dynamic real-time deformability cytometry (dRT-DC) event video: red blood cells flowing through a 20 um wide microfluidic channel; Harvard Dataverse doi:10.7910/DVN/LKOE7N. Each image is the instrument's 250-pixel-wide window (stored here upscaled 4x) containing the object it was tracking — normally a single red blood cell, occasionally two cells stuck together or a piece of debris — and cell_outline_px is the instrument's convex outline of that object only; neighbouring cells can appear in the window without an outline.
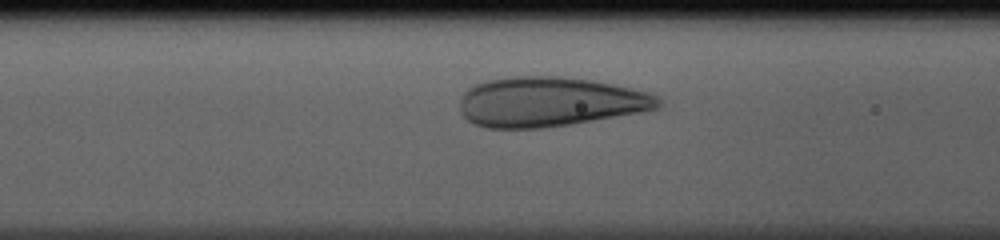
{"species": "human", "species_latin": "Homo sapiens", "temperature_condition": "cold", "stored_images_in_passage": 33, "camera_frame_rate_fps": 3000, "um_per_image_px": 0.085, "donor": {"sex": "male"}, "frame": {"image": 1, "passage_image": 12, "time_ms": 3.667, "image_size_px": [1000, 240], "cell_outline_px": [[660, 104], [656, 108], [640, 112], [568, 124], [540, 128], [484, 128], [468, 120], [460, 112], [460, 100], [464, 92], [468, 88], [476, 84], [488, 80], [508, 76], [560, 76], [592, 80], [632, 88], [656, 96], [660, 100]], "centroid_in_image_um": [46.65, 8.64], "position_along_channel_um": 119.9, "area_um2": 57.11}}
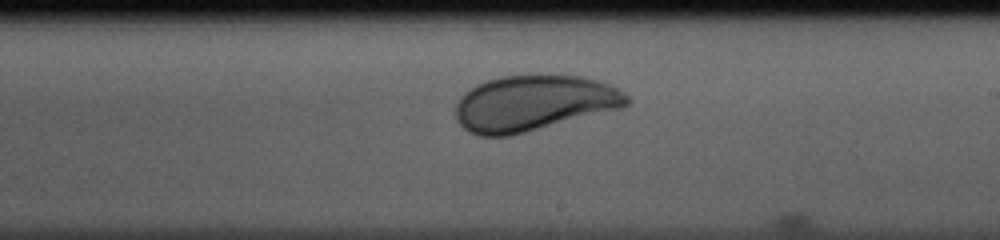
{"frame": {"image": 2, "passage_image": 21, "time_ms": 6.667, "image_size_px": [1000, 240], "cell_outline_px": [[628, 104], [624, 108], [512, 136], [480, 136], [468, 132], [456, 120], [456, 104], [460, 96], [464, 92], [476, 84], [488, 80], [504, 76], [580, 76], [600, 80], [624, 92], [628, 96]], "centroid_in_image_um": [45.37, 8.79], "position_along_channel_um": 243.6, "area_um2": 55.78}}
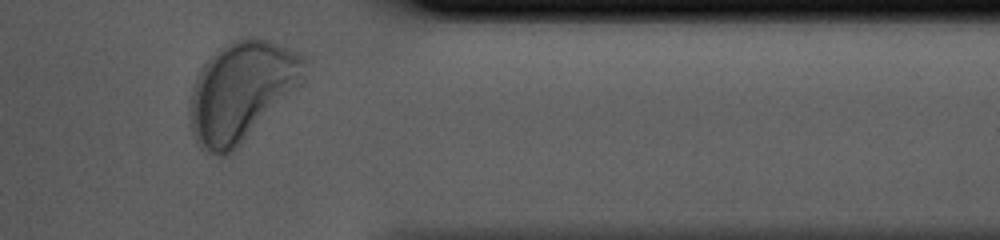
{"frame": {"image": 3, "passage_image": 32, "time_ms": 10.333, "image_size_px": [1000, 240], "cell_outline_px": [[312, 60], [304, 80], [228, 156], [220, 156], [200, 148], [192, 132], [188, 116], [188, 104], [192, 88], [200, 68], [224, 44], [240, 36], [256, 36], [268, 40], [308, 56]], "centroid_in_image_um": [20.54, 7.7], "position_along_channel_um": 390.9, "area_um2": 66.87}}